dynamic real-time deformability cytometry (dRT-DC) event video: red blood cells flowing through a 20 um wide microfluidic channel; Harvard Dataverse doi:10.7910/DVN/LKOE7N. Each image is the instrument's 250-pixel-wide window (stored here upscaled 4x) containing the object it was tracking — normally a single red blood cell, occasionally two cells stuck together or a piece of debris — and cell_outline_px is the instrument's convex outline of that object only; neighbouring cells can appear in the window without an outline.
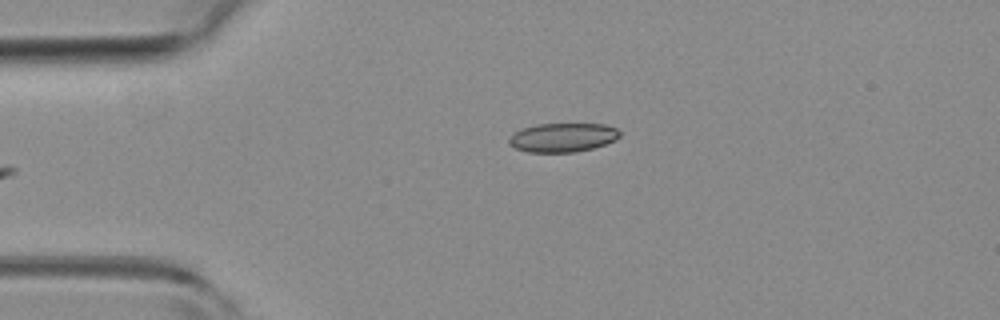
{"species": "common noctule bat (a hibernating species)", "species_latin": "Nyctalus noctula", "temperature_condition": "room temperature", "stored_images_in_passage": 6, "camera_frame_rate_fps": 3000, "um_per_image_px": 0.085, "animal": {"sex": "female", "body_mass_g": 19.3, "forearm_length_mm": 54.1}, "frame": {"image": 1, "passage_image": 6, "time_ms": 1.667, "image_size_px": [1000, 320], "cell_outline_px": [[620, 136], [616, 140], [592, 148], [576, 152], [528, 152], [516, 148], [508, 144], [508, 140], [520, 128], [536, 124], [604, 124], [616, 128], [620, 132]], "centroid_in_image_um": [47.83, 11.68], "position_along_channel_um": 37.2, "area_um2": 18.67}}